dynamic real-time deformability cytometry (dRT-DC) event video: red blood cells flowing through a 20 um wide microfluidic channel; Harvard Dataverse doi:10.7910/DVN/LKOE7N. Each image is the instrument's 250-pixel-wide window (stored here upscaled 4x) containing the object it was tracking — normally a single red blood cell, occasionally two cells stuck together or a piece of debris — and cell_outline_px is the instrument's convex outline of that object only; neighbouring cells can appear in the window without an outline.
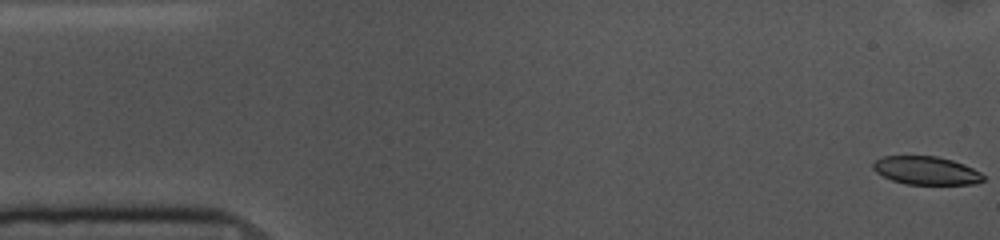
{"species": "common noctule bat (a hibernating species)", "species_latin": "Nyctalus noctula", "temperature_condition": "cold", "stored_images_in_passage": 54, "camera_frame_rate_fps": 3000, "um_per_image_px": 0.085, "animal": {"sex": "female", "body_mass_g": 10.0, "forearm_length_mm": 53.1}, "frame": {"image": 1, "passage_image": 1, "time_ms": 0.0, "image_size_px": [1000, 240], "cell_outline_px": [[984, 180], [976, 184], [904, 184], [892, 180], [876, 172], [872, 168], [872, 164], [876, 160], [884, 156], [936, 156], [952, 160], [964, 164], [980, 172], [984, 176]], "centroid_in_image_um": [78.73, 14.5], "position_along_channel_um": 6.3, "area_um2": 18.09}}
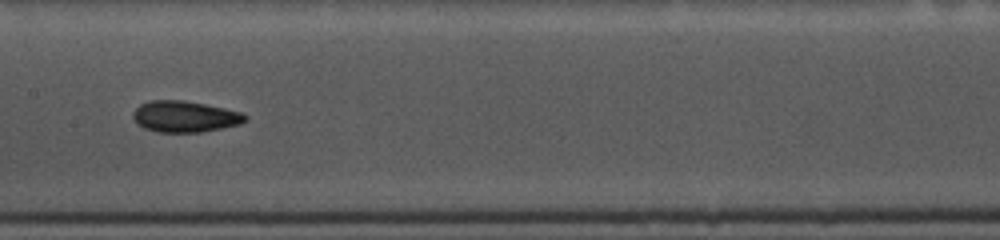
{"frame": {"image": 2, "passage_image": 26, "time_ms": 8.333, "image_size_px": [1000, 240], "cell_outline_px": [[248, 120], [240, 124], [200, 132], [156, 132], [144, 128], [136, 124], [132, 116], [132, 112], [140, 104], [148, 100], [184, 100], [224, 108], [240, 112], [248, 116]], "centroid_in_image_um": [15.67, 9.9], "position_along_channel_um": 191.7, "area_um2": 20.52}}
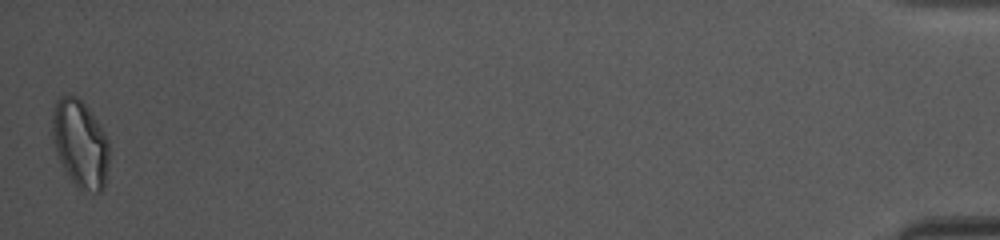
{"frame": {"image": 3, "passage_image": 54, "time_ms": 17.667, "image_size_px": [1000, 240], "cell_outline_px": [[108, 164], [104, 188], [100, 192], [96, 192], [80, 188], [68, 176], [60, 160], [52, 140], [52, 112], [56, 100], [60, 96], [76, 96], [88, 108], [104, 132], [108, 140]], "centroid_in_image_um": [6.81, 12.2], "position_along_channel_um": 428.4, "area_um2": 28.61}, "authors_computed_cell_mechanics": {"area_um2": 20.1722, "velocity_mm_per_s": 3.6202, "shape_relaxation_time_tau1_ms": 3.5605, "shape_relaxation_time_tau2_ms": 2.4418, "deformation_change_tau1": 0.1373, "deformation_change_tau2": 0.087}}